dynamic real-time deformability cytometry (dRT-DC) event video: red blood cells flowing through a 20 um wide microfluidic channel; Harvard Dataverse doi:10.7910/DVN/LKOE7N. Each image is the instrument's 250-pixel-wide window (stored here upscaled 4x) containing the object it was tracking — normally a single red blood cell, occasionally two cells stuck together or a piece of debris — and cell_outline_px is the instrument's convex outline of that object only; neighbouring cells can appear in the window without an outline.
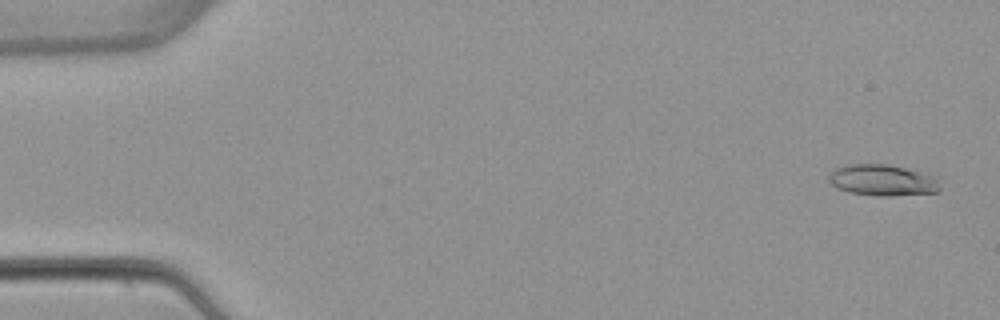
{"species": "common noctule bat (a hibernating species)", "species_latin": "Nyctalus noctula", "temperature_condition": "warm", "stored_images_in_passage": 6, "camera_frame_rate_fps": 3000, "um_per_image_px": 0.085, "animal": {"sex": "female", "body_mass_g": 22.7, "forearm_length_mm": 54.2}, "frame": {"image": 1, "passage_image": 1, "time_ms": 0.0, "image_size_px": [1000, 320], "cell_outline_px": [[940, 192], [888, 196], [876, 196], [848, 192], [836, 188], [828, 180], [828, 176], [836, 168], [848, 164], [888, 164], [936, 176], [940, 188]], "centroid_in_image_um": [75.01, 15.32], "position_along_channel_um": 10.0, "area_um2": 20.29}}
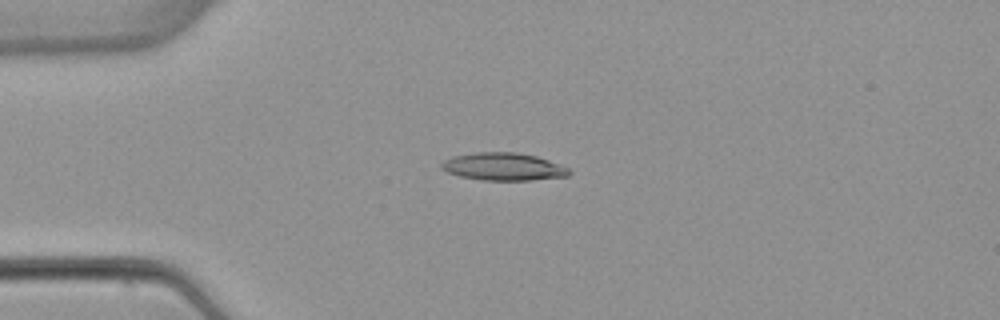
{"frame": {"image": 2, "passage_image": 4, "time_ms": 3.667, "image_size_px": [1000, 320], "cell_outline_px": [[572, 172], [568, 176], [532, 180], [484, 180], [460, 176], [448, 172], [440, 168], [440, 164], [444, 160], [452, 156], [476, 152], [516, 152], [536, 156], [548, 160], [568, 168]], "centroid_in_image_um": [42.77, 14.16], "position_along_channel_um": 42.2, "area_um2": 20.52}}
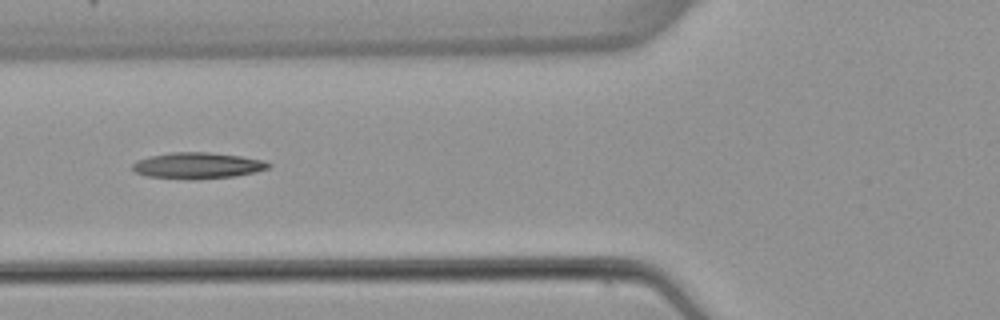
{"frame": {"image": 3, "passage_image": 6, "time_ms": 6.0, "image_size_px": [1000, 320], "cell_outline_px": [[272, 164], [268, 168], [256, 172], [236, 176], [200, 180], [192, 180], [148, 176], [136, 172], [132, 168], [132, 164], [136, 160], [152, 156], [172, 152], [208, 152], [240, 156], [264, 160]], "centroid_in_image_um": [16.82, 14.08], "position_along_channel_um": 109.0, "area_um2": 20.87}}